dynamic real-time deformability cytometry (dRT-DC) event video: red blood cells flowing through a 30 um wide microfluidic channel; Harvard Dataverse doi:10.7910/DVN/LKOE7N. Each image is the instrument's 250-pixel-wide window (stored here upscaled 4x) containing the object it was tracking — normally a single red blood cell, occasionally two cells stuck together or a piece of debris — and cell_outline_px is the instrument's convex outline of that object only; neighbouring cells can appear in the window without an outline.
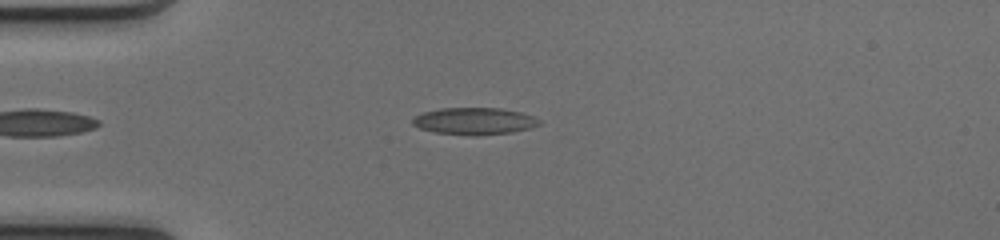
{"species": "common noctule bat (a hibernating species)", "species_latin": "Nyctalus noctula", "temperature_condition": "cold", "stored_images_in_passage": 46, "camera_frame_rate_fps": 3000, "um_per_image_px": 0.085, "animal": {"sex": "female", "body_mass_g": 17.0, "forearm_length_mm": 48.0}, "frame": {"image": 1, "passage_image": 9, "time_ms": 2.667, "image_size_px": [1000, 240], "cell_outline_px": [[540, 124], [528, 128], [512, 132], [476, 136], [472, 136], [436, 132], [420, 128], [412, 124], [412, 120], [416, 116], [424, 112], [440, 108], [500, 108], [520, 112], [532, 116], [540, 120]], "centroid_in_image_um": [40.31, 10.3], "position_along_channel_um": 44.7, "area_um2": 19.77}}
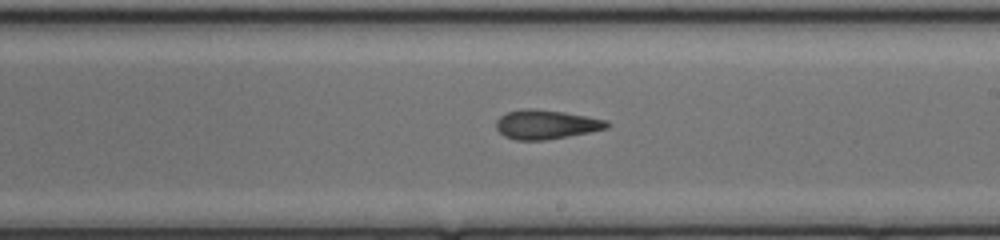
{"frame": {"image": 2, "passage_image": 25, "time_ms": 8.0, "image_size_px": [1000, 240], "cell_outline_px": [[612, 124], [608, 128], [588, 132], [544, 140], [516, 140], [504, 136], [496, 128], [496, 120], [500, 116], [508, 112], [528, 108], [532, 108], [564, 112], [608, 120]], "centroid_in_image_um": [46.42, 10.57], "position_along_channel_um": 242.6, "area_um2": 18.73}}
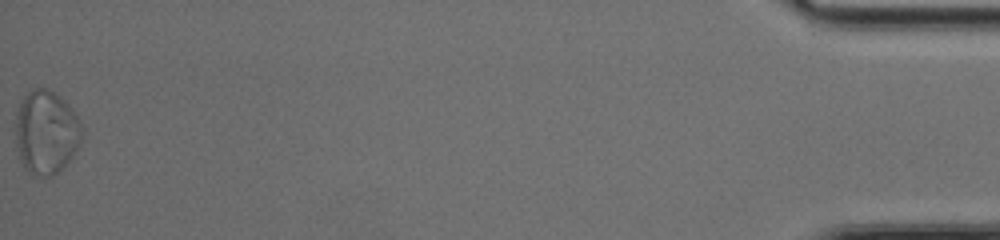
{"frame": {"image": 3, "passage_image": 46, "time_ms": 15.0, "image_size_px": [1000, 240], "cell_outline_px": [[84, 132], [76, 148], [68, 160], [52, 176], [40, 176], [24, 168], [20, 160], [16, 144], [16, 112], [24, 96], [32, 88], [48, 88], [56, 92], [68, 104], [84, 128]], "centroid_in_image_um": [3.91, 11.19], "position_along_channel_um": 431.3, "area_um2": 32.08}, "authors_computed_cell_mechanics": {"area_um2": 19.7098, "velocity_mm_per_s": 4.1319, "shape_relaxation_time_tau1_ms": 8.1044, "shape_relaxation_time_tau2_ms": 3.3832, "deformation_change_tau1": 0.1986, "deformation_change_tau2": 0.1193}}